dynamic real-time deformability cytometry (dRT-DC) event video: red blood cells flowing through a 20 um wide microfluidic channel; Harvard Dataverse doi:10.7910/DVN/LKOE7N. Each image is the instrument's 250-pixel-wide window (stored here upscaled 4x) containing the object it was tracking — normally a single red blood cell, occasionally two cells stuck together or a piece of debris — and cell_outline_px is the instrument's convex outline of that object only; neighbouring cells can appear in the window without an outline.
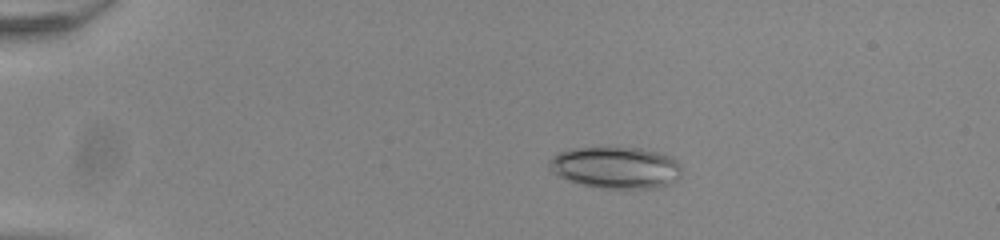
{"species": "common noctule bat (a hibernating species)", "species_latin": "Nyctalus noctula", "temperature_condition": "room temperature", "stored_images_in_passage": 56, "camera_frame_rate_fps": 3000, "um_per_image_px": 0.085, "animal": {"sex": "male", "body_mass_g": 20.0, "forearm_length_mm": 53.3}, "frame": {"image": 1, "passage_image": 12, "time_ms": 3.667, "image_size_px": [1000, 240], "cell_outline_px": [[680, 176], [676, 180], [668, 184], [656, 188], [600, 188], [568, 180], [560, 176], [548, 168], [548, 160], [552, 156], [560, 152], [576, 148], [640, 148], [672, 156], [680, 164]], "centroid_in_image_um": [52.35, 14.24], "position_along_channel_um": 32.6, "area_um2": 31.96}}
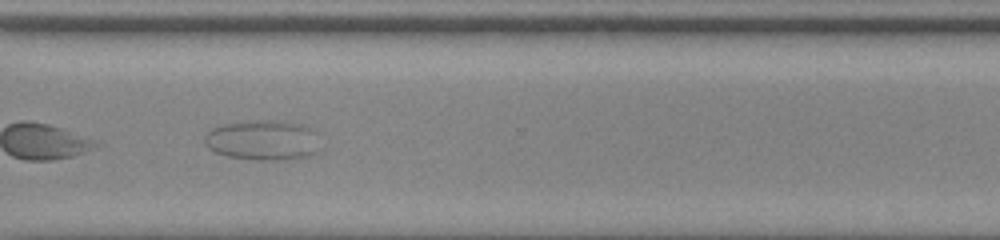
{"frame": {"image": 2, "passage_image": 43, "time_ms": 14.0, "image_size_px": [1000, 240], "cell_outline_px": [[324, 148], [320, 152], [308, 156], [284, 160], [260, 160], [228, 156], [216, 152], [208, 148], [204, 144], [204, 136], [212, 128], [224, 124], [260, 120], [272, 120], [304, 124], [308, 128]], "centroid_in_image_um": [22.37, 11.93], "position_along_channel_um": 348.2, "area_um2": 27.11}}